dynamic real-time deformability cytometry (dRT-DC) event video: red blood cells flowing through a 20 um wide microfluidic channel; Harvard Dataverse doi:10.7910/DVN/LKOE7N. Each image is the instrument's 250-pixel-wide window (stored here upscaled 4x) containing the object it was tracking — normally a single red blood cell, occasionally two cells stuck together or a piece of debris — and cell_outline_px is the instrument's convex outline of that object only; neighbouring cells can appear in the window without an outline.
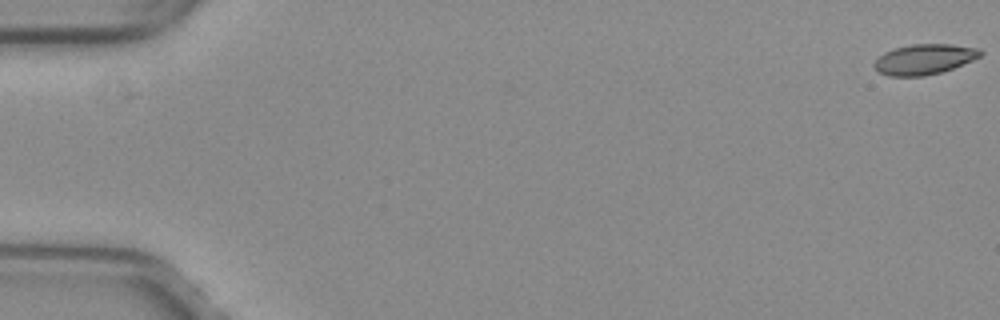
{"species": "common noctule bat (a hibernating species)", "species_latin": "Nyctalus noctula", "temperature_condition": "warm", "stored_images_in_passage": 4, "camera_frame_rate_fps": 3000, "um_per_image_px": 0.085, "animal": {"sex": "female", "body_mass_g": 29.2, "forearm_length_mm": 56.3}, "frame": {"image": 1, "passage_image": 1, "time_ms": 0.0, "image_size_px": [1000, 320], "cell_outline_px": [[984, 52], [980, 56], [972, 60], [952, 68], [940, 72], [924, 76], [888, 76], [880, 72], [872, 64], [884, 52], [892, 48], [912, 44], [952, 44], [980, 48]], "centroid_in_image_um": [78.56, 5.02], "position_along_channel_um": 6.4, "area_um2": 18.73}}